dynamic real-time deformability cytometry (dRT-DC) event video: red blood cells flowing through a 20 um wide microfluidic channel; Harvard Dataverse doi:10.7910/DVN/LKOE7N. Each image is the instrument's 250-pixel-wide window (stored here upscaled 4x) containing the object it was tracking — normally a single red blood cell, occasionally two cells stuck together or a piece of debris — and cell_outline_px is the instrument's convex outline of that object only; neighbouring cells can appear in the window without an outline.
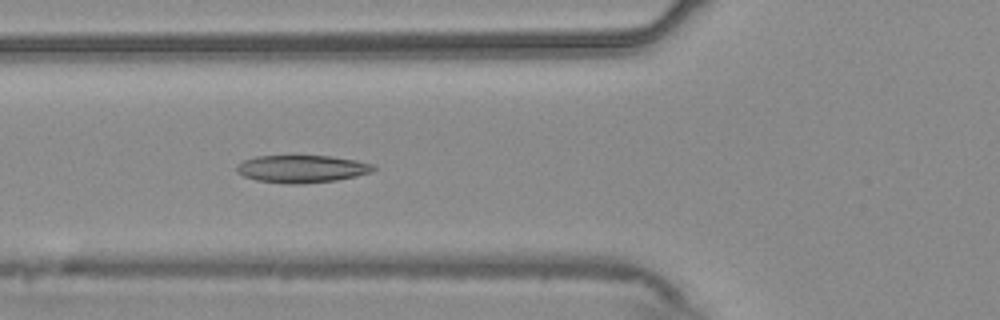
{"species": "common noctule bat (a hibernating species)", "species_latin": "Nyctalus noctula", "temperature_condition": "warm", "stored_images_in_passage": 52, "camera_frame_rate_fps": 3000, "um_per_image_px": 0.085, "animal": {"sex": "male", "body_mass_g": 20.4}, "frame": {"image": 1, "passage_image": 18, "time_ms": 5.667, "image_size_px": [1000, 320], "cell_outline_px": [[376, 168], [368, 172], [356, 176], [336, 180], [296, 184], [288, 184], [256, 180], [244, 176], [236, 172], [236, 168], [244, 160], [256, 156], [332, 156], [356, 160], [372, 164]], "centroid_in_image_um": [25.63, 14.35], "position_along_channel_um": 100.2, "area_um2": 21.68}}
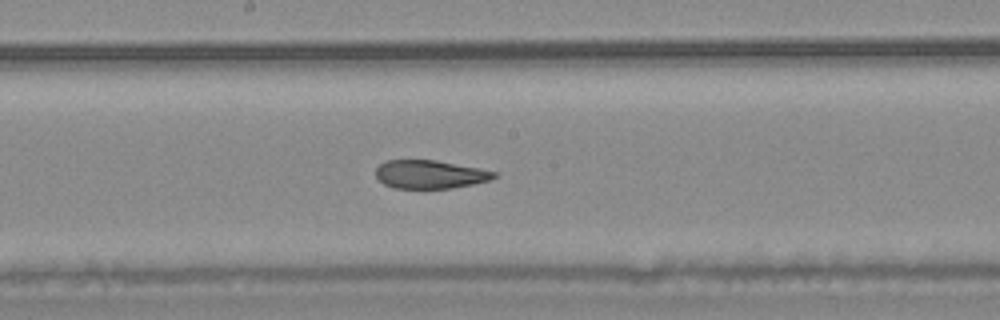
{"frame": {"image": 2, "passage_image": 27, "time_ms": 8.667, "image_size_px": [1000, 320], "cell_outline_px": [[496, 176], [488, 180], [472, 184], [452, 188], [392, 188], [384, 184], [376, 176], [376, 168], [380, 164], [388, 160], [436, 160], [480, 168], [496, 172]], "centroid_in_image_um": [36.53, 14.82], "position_along_channel_um": 211.7, "area_um2": 19.42}}
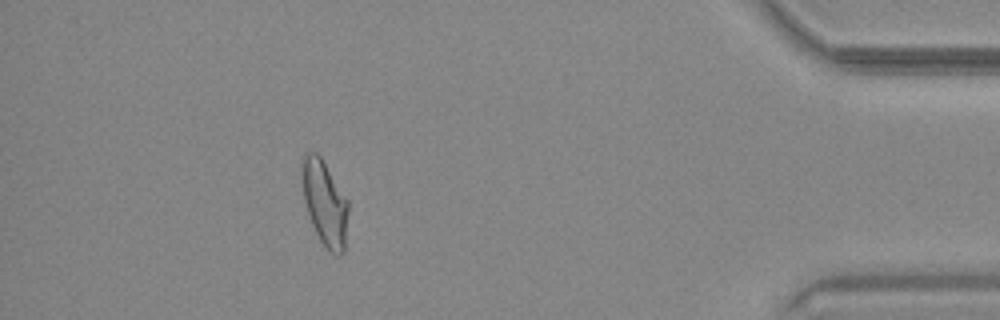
{"frame": {"image": 3, "passage_image": 47, "time_ms": 15.333, "image_size_px": [1000, 320], "cell_outline_px": [[348, 212], [344, 252], [340, 256], [336, 256], [328, 252], [324, 248], [312, 224], [304, 200], [300, 180], [300, 164], [304, 152], [316, 152], [320, 156], [348, 200]], "centroid_in_image_um": [27.57, 17.25], "position_along_channel_um": 407.6, "area_um2": 23.35}, "authors_computed_cell_mechanics": {"area_um2": 22.3108, "velocity_mm_per_s": 3.7031, "shape_relaxation_time_tau1_ms": 8.1662, "shape_relaxation_time_tau2_ms": 2.4981, "deformation_change_tau1": 0.2035, "deformation_change_tau2": 0.0758}}